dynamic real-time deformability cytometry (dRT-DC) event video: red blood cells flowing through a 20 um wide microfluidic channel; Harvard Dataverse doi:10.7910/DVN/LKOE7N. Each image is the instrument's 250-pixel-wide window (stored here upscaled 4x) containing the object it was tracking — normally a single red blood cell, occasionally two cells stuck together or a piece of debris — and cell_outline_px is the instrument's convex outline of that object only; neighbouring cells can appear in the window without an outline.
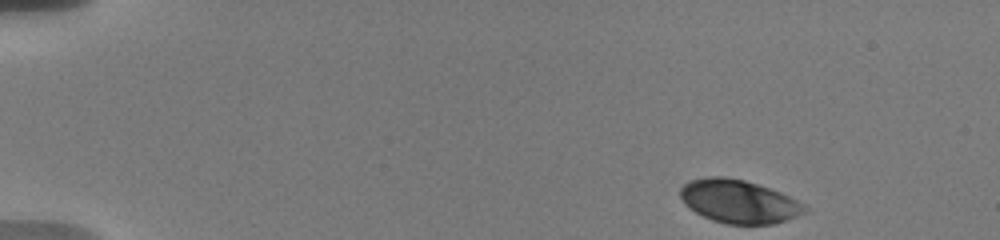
{"species": "human", "species_latin": "Homo sapiens", "temperature_condition": "warm", "stored_images_in_passage": 59, "camera_frame_rate_fps": 3000, "um_per_image_px": 0.085, "donor": {"sex": "male"}, "frame": {"image": 1, "passage_image": 1, "time_ms": 0.0, "image_size_px": [1000, 240], "cell_outline_px": [[808, 208], [804, 212], [784, 220], [772, 224], [728, 224], [712, 220], [696, 212], [684, 204], [680, 196], [680, 188], [684, 184], [692, 180], [708, 176], [724, 176], [744, 180], [780, 192], [796, 200]], "centroid_in_image_um": [62.75, 17.11], "position_along_channel_um": 22.3, "area_um2": 30.92}}
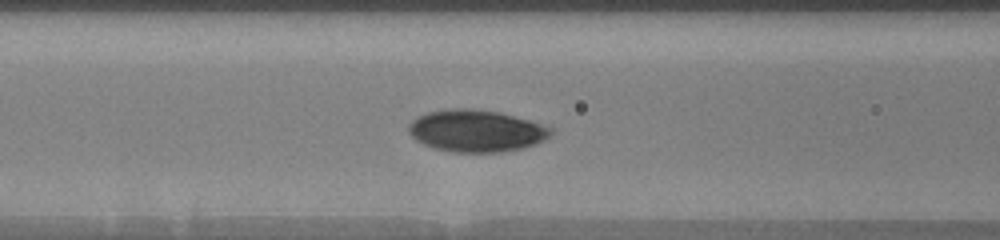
{"frame": {"image": 2, "passage_image": 26, "time_ms": 6.0, "image_size_px": [1000, 240], "cell_outline_px": [[552, 136], [536, 144], [524, 148], [500, 152], [452, 152], [436, 148], [424, 144], [416, 140], [408, 132], [408, 124], [416, 116], [428, 112], [452, 108], [468, 108], [500, 112], [528, 120], [552, 128]], "centroid_in_image_um": [40.47, 11.12], "position_along_channel_um": 126.1, "area_um2": 34.85}}
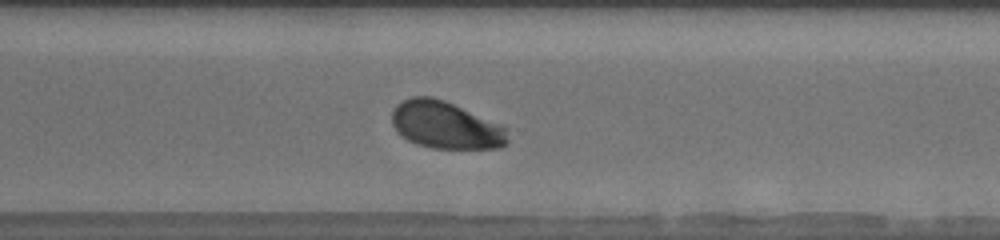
{"frame": {"image": 3, "passage_image": 44, "time_ms": 11.667, "image_size_px": [1000, 240], "cell_outline_px": [[508, 144], [500, 148], [432, 148], [416, 144], [408, 140], [396, 132], [392, 124], [392, 108], [396, 104], [412, 96], [432, 96], [444, 100], [504, 124], [508, 128]], "centroid_in_image_um": [37.91, 10.63], "position_along_channel_um": 332.7, "area_um2": 32.54}, "authors_computed_cell_mechanics": {"area_um2": 32.5414, "velocity_mm_per_s": 3.6574, "shape_relaxation_time_tau1_ms": 4.1473, "shape_relaxation_time_tau2_ms": null, "deformation_change_tau1": 0.164, "deformation_change_tau2": null}}